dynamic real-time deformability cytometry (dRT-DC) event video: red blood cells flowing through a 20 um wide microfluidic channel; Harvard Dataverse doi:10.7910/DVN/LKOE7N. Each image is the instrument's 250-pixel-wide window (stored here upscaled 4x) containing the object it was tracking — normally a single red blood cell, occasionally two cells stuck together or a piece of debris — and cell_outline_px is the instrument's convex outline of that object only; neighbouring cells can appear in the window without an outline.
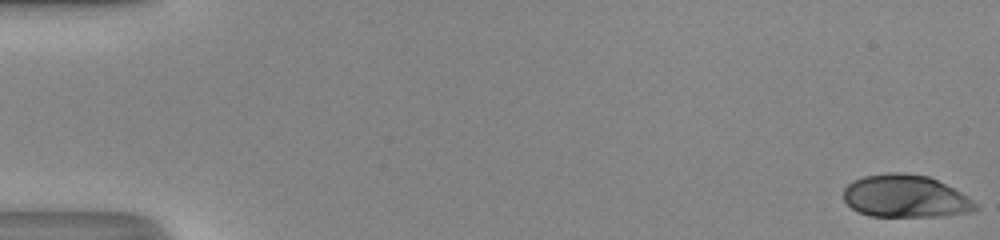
{"species": "human", "species_latin": "Homo sapiens", "temperature_condition": "room temperature", "stored_images_in_passage": 51, "camera_frame_rate_fps": 3000, "um_per_image_px": 0.085, "donor": {"sex": "male"}, "frame": {"image": 1, "passage_image": 1, "time_ms": 0.0, "image_size_px": [1000, 240], "cell_outline_px": [[980, 208], [972, 212], [940, 216], [868, 216], [852, 208], [844, 200], [844, 188], [852, 180], [860, 176], [888, 172], [904, 172], [928, 176], [968, 196]], "centroid_in_image_um": [76.94, 16.67], "position_along_channel_um": 8.1, "area_um2": 32.83}}
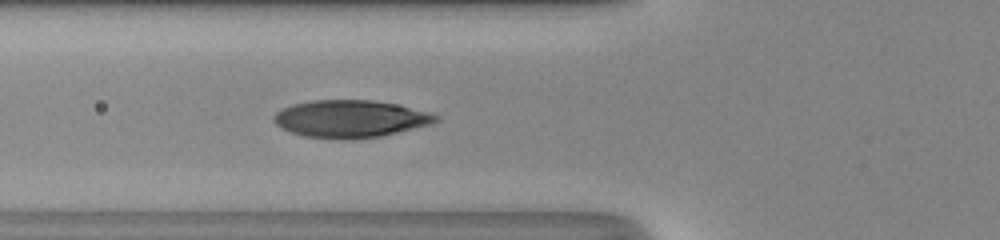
{"frame": {"image": 2, "passage_image": 20, "time_ms": 6.333, "image_size_px": [1000, 240], "cell_outline_px": [[440, 120], [432, 124], [380, 136], [348, 140], [340, 140], [304, 136], [280, 128], [272, 120], [272, 116], [276, 112], [292, 104], [312, 100], [372, 100], [400, 104], [428, 112], [440, 116]], "centroid_in_image_um": [29.78, 10.1], "position_along_channel_um": 96.0, "area_um2": 35.6}}
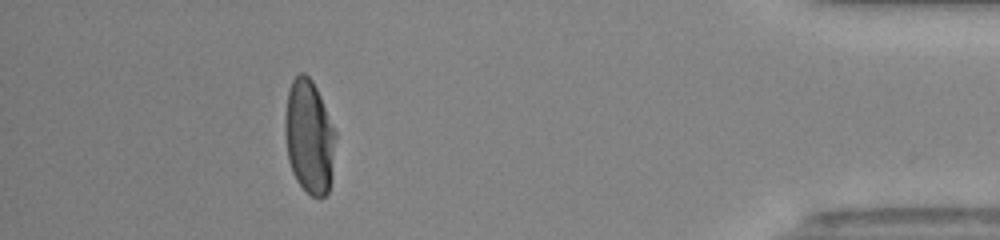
{"frame": {"image": 3, "passage_image": 46, "time_ms": 15.0, "image_size_px": [1000, 240], "cell_outline_px": [[336, 136], [328, 192], [324, 196], [312, 196], [296, 180], [292, 172], [288, 160], [284, 132], [284, 120], [288, 92], [292, 80], [300, 72], [304, 72], [312, 80], [320, 96], [336, 132]], "centroid_in_image_um": [26.25, 11.59], "position_along_channel_um": 408.9, "area_um2": 33.23}, "authors_computed_cell_mechanics": {"area_um2": 34.4488, "velocity_mm_per_s": 4.2051, "shape_relaxation_time_tau1_ms": 4.2587, "shape_relaxation_time_tau2_ms": null, "deformation_change_tau1": 0.231, "deformation_change_tau2": null}}